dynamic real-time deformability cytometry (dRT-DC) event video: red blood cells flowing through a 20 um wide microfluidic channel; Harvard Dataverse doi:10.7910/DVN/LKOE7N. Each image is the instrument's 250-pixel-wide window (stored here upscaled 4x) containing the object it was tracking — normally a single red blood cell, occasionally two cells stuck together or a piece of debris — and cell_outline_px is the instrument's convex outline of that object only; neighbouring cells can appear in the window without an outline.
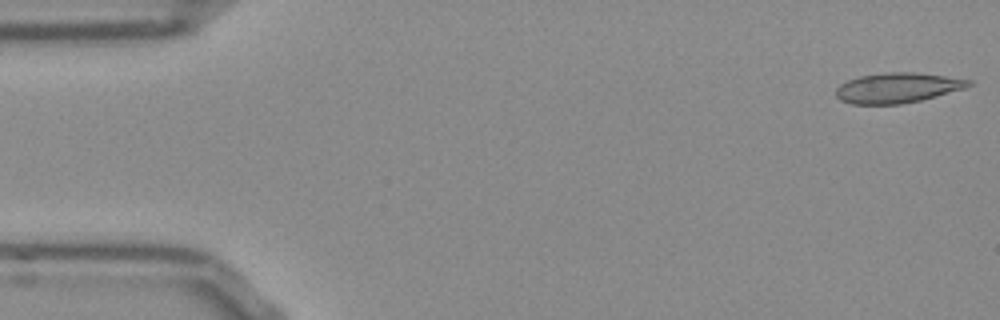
{"species": "Egyptian fruit bat (a non-hibernating species)", "species_latin": "Rousettus aegyptiacus", "temperature_condition": "room temperature", "stored_images_in_passage": 48, "camera_frame_rate_fps": 3000, "um_per_image_px": 0.085, "frame": {"image": 1, "passage_image": 1, "time_ms": 0.0, "image_size_px": [1000, 320], "cell_outline_px": [[972, 84], [964, 88], [936, 96], [920, 100], [900, 104], [852, 104], [840, 100], [836, 96], [836, 88], [840, 84], [848, 80], [860, 76], [884, 72], [916, 72], [972, 80]], "centroid_in_image_um": [76.25, 7.46], "position_along_channel_um": 8.7, "area_um2": 23.18}}
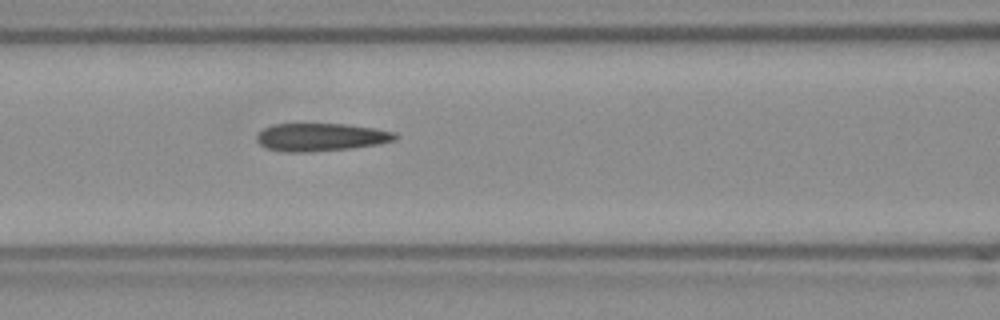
{"frame": {"image": 2, "passage_image": 21, "time_ms": 6.667, "image_size_px": [1000, 320], "cell_outline_px": [[400, 136], [396, 140], [380, 144], [352, 148], [304, 152], [284, 152], [268, 148], [260, 144], [256, 140], [256, 136], [264, 128], [272, 124], [348, 124], [376, 128], [396, 132]], "centroid_in_image_um": [27.34, 11.65], "position_along_channel_um": 139.3, "area_um2": 22.66}}
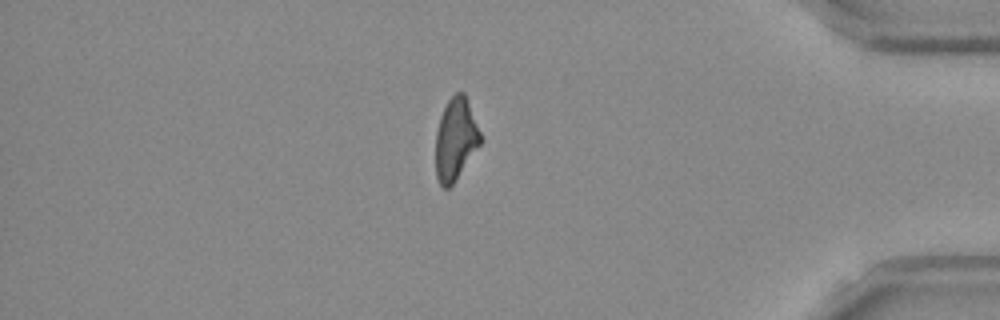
{"frame": {"image": 3, "passage_image": 44, "time_ms": 14.333, "image_size_px": [1000, 320], "cell_outline_px": [[484, 140], [456, 180], [448, 188], [444, 188], [440, 184], [436, 176], [436, 132], [440, 116], [448, 100], [456, 92], [464, 92]], "centroid_in_image_um": [38.75, 11.84], "position_along_channel_um": 396.5, "area_um2": 21.56}, "authors_computed_cell_mechanics": {"area_um2": 22.8888, "velocity_mm_per_s": 3.8367, "shape_relaxation_time_tau1_ms": null, "shape_relaxation_time_tau2_ms": 2.558, "deformation_change_tau1": null, "deformation_change_tau2": 0.1042}}